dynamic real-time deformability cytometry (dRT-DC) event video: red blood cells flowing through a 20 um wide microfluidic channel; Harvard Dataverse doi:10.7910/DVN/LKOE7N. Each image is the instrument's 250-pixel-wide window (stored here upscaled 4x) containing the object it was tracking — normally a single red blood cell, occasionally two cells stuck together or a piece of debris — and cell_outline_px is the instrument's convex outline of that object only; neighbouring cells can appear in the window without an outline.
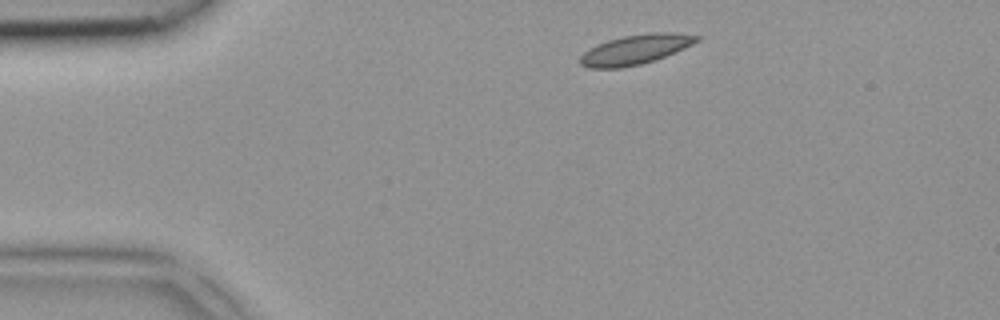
{"species": "common noctule bat (a hibernating species)", "species_latin": "Nyctalus noctula", "temperature_condition": "room temperature", "stored_images_in_passage": 2, "camera_frame_rate_fps": 3000, "um_per_image_px": 0.085, "animal": {"sex": "female", "body_mass_g": 18.4}, "frame": {"image": 1, "passage_image": 1, "time_ms": 0.0, "image_size_px": [1000, 320], "cell_outline_px": [[700, 40], [684, 48], [656, 60], [640, 64], [620, 68], [588, 68], [580, 64], [580, 56], [588, 48], [596, 44], [608, 40], [624, 36], [648, 32], [676, 32], [700, 36]], "centroid_in_image_um": [54.0, 4.2], "position_along_channel_um": 31.0, "area_um2": 20.29}}